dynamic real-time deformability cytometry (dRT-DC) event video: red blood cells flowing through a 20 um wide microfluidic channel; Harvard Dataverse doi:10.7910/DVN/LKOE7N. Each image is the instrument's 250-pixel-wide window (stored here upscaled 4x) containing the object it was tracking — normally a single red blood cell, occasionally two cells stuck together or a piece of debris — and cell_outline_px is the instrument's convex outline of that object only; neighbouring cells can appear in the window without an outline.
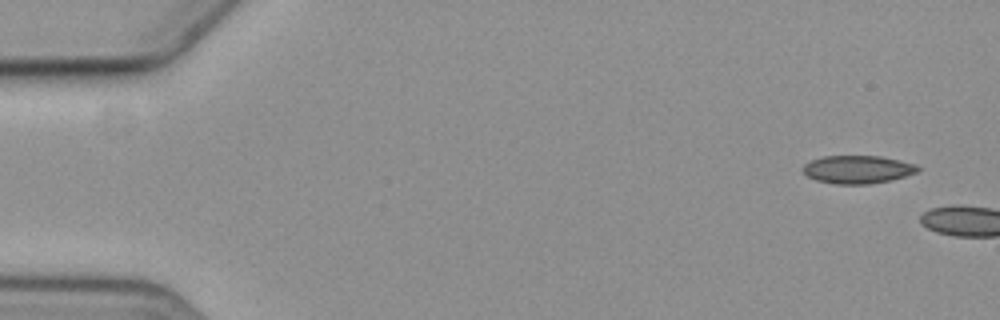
{"species": "common noctule bat (a hibernating species)", "species_latin": "Nyctalus noctula", "temperature_condition": "cold", "stored_images_in_passage": 4, "camera_frame_rate_fps": 3000, "um_per_image_px": 0.085, "animal": {"sex": "female", "body_mass_g": 19.3, "forearm_length_mm": 54.1}, "frame": {"image": 1, "passage_image": 1, "time_ms": 0.0, "image_size_px": [1000, 320], "cell_outline_px": [[920, 168], [916, 172], [904, 176], [888, 180], [868, 184], [836, 184], [816, 180], [808, 176], [800, 168], [804, 164], [812, 160], [824, 156], [880, 156], [900, 160], [916, 164]], "centroid_in_image_um": [72.87, 14.39], "position_along_channel_um": 12.1, "area_um2": 18.61}}